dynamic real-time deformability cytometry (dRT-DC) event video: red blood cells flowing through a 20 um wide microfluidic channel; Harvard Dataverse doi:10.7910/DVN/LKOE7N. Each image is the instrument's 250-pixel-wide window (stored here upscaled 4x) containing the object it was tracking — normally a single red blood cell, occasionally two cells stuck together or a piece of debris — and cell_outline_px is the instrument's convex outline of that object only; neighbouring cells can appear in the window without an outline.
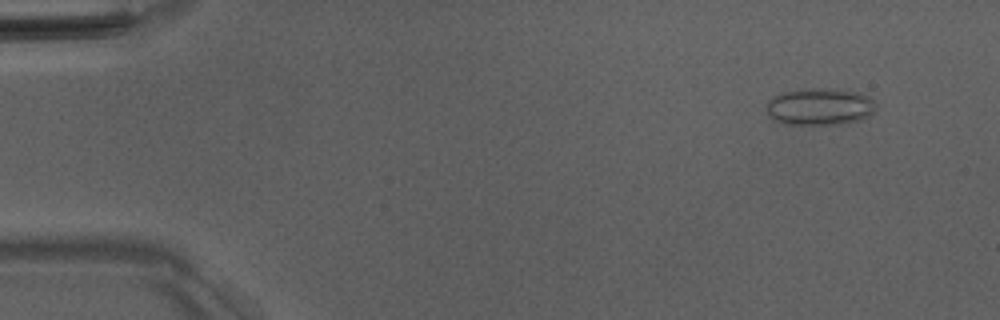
{"species": "Egyptian fruit bat (a non-hibernating species)", "species_latin": "Rousettus aegyptiacus", "temperature_condition": "room temperature", "stored_images_in_passage": 52, "camera_frame_rate_fps": 3000, "um_per_image_px": 0.085, "animal": {"sex": "male"}, "frame": {"image": 1, "passage_image": 5, "time_ms": 1.333, "image_size_px": [1000, 320], "cell_outline_px": [[876, 108], [872, 112], [860, 120], [848, 124], [784, 124], [768, 116], [768, 100], [772, 96], [784, 92], [812, 88], [824, 88], [860, 92], [868, 96], [876, 104]], "centroid_in_image_um": [69.69, 9.07], "position_along_channel_um": 15.3, "area_um2": 23.58}}
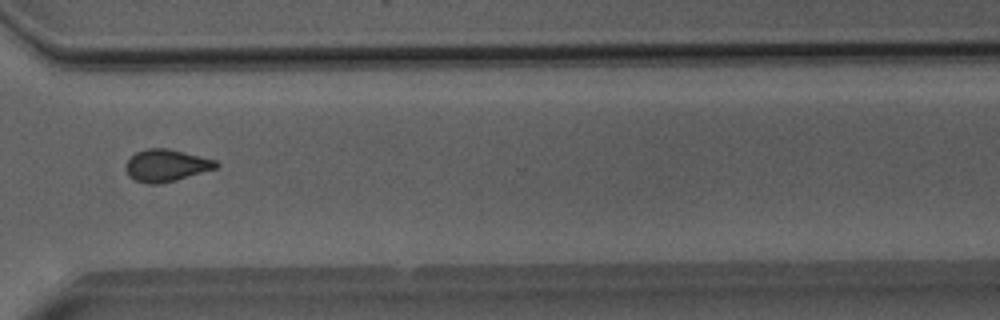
{"frame": {"image": 2, "passage_image": 39, "time_ms": 12.667, "image_size_px": [1000, 320], "cell_outline_px": [[220, 164], [216, 168], [176, 180], [160, 184], [148, 184], [136, 180], [128, 176], [124, 168], [128, 160], [136, 152], [148, 148], [168, 148], [216, 160]], "centroid_in_image_um": [14.12, 14.06], "position_along_channel_um": 356.5, "area_um2": 16.88}}
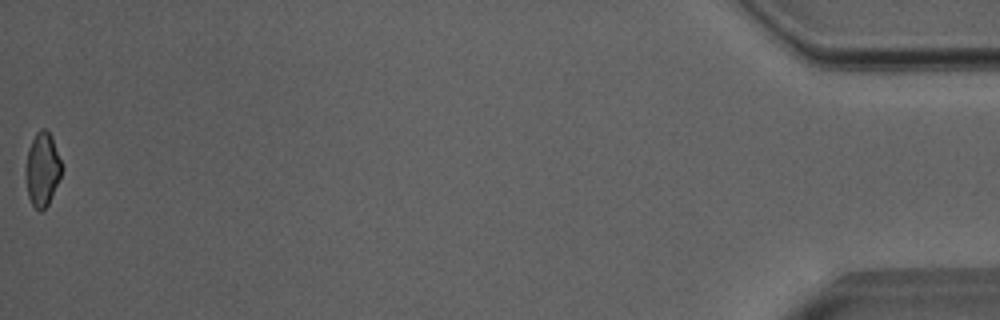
{"frame": {"image": 3, "passage_image": 52, "time_ms": 17.0, "image_size_px": [1000, 320], "cell_outline_px": [[64, 168], [48, 204], [40, 212], [32, 204], [28, 196], [28, 148], [36, 132], [40, 128], [48, 128], [52, 136], [64, 164]], "centroid_in_image_um": [3.67, 14.32], "position_along_channel_um": 431.5, "area_um2": 15.26}, "authors_computed_cell_mechanics": {"area_um2": 16.9065, "velocity_mm_per_s": 4.0162, "shape_relaxation_time_tau1_ms": 8.0442, "shape_relaxation_time_tau2_ms": 1.3552, "deformation_change_tau1": 0.0997, "deformation_change_tau2": 0.046}}